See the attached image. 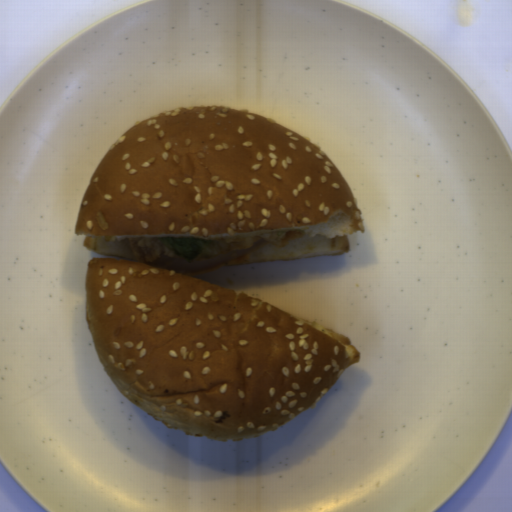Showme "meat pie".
Wrapping results in <instances>:
<instances>
[{"mask_svg":"<svg viewBox=\"0 0 512 512\" xmlns=\"http://www.w3.org/2000/svg\"><path fill=\"white\" fill-rule=\"evenodd\" d=\"M304 235L305 234L302 231L289 230L288 232H285V235L280 246L286 245L291 240L302 238Z\"/></svg>","mask_w":512,"mask_h":512,"instance_id":"2","label":"meat pie"},{"mask_svg":"<svg viewBox=\"0 0 512 512\" xmlns=\"http://www.w3.org/2000/svg\"><path fill=\"white\" fill-rule=\"evenodd\" d=\"M260 235L201 239L216 242L218 253L216 256H199L191 262L175 255L173 250L160 240L162 237L127 238V240L132 255L138 263L193 277L248 260L268 242Z\"/></svg>","mask_w":512,"mask_h":512,"instance_id":"1","label":"meat pie"}]
</instances>
